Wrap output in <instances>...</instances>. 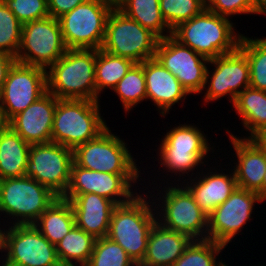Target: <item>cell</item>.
<instances>
[{"label":"cell","instance_id":"6da1fadb","mask_svg":"<svg viewBox=\"0 0 266 266\" xmlns=\"http://www.w3.org/2000/svg\"><path fill=\"white\" fill-rule=\"evenodd\" d=\"M142 193L114 208L107 233V237L119 244L137 265L145 257L149 234L157 222L151 196Z\"/></svg>","mask_w":266,"mask_h":266},{"label":"cell","instance_id":"7a4b0ae2","mask_svg":"<svg viewBox=\"0 0 266 266\" xmlns=\"http://www.w3.org/2000/svg\"><path fill=\"white\" fill-rule=\"evenodd\" d=\"M166 131L168 132L162 137L161 144L157 148L158 157L160 156L158 163L164 171L167 169L166 173H173L175 177L178 175V180L175 182L178 181L179 183L181 181L180 179L184 180L185 177L189 176L190 178L194 174H198L203 169L200 168L201 166L206 167L209 162L208 159H210L208 157L210 156L209 153L212 151L214 153L216 146L213 144V147L211 146L212 144L208 143V138L204 131H201V128L192 124L187 125L186 123L176 125L170 131ZM204 162H207V164ZM195 168H199L200 170L198 169L194 173ZM190 172H192L191 176L189 175Z\"/></svg>","mask_w":266,"mask_h":266},{"label":"cell","instance_id":"3957f363","mask_svg":"<svg viewBox=\"0 0 266 266\" xmlns=\"http://www.w3.org/2000/svg\"><path fill=\"white\" fill-rule=\"evenodd\" d=\"M231 18L220 16L207 9L179 24L172 36L183 45L208 59L235 52L242 34L235 31Z\"/></svg>","mask_w":266,"mask_h":266},{"label":"cell","instance_id":"277c9868","mask_svg":"<svg viewBox=\"0 0 266 266\" xmlns=\"http://www.w3.org/2000/svg\"><path fill=\"white\" fill-rule=\"evenodd\" d=\"M95 49H67L47 70V91L57 99L96 101Z\"/></svg>","mask_w":266,"mask_h":266},{"label":"cell","instance_id":"5b68a950","mask_svg":"<svg viewBox=\"0 0 266 266\" xmlns=\"http://www.w3.org/2000/svg\"><path fill=\"white\" fill-rule=\"evenodd\" d=\"M168 181L171 180L167 179L166 187L159 186L156 190L157 196L148 191L155 206L157 222L167 229L187 235L192 240L207 239L208 215L200 209L193 195L182 183L174 182V185Z\"/></svg>","mask_w":266,"mask_h":266},{"label":"cell","instance_id":"8992f818","mask_svg":"<svg viewBox=\"0 0 266 266\" xmlns=\"http://www.w3.org/2000/svg\"><path fill=\"white\" fill-rule=\"evenodd\" d=\"M100 102L58 99L53 116L51 141L75 149L108 128Z\"/></svg>","mask_w":266,"mask_h":266},{"label":"cell","instance_id":"52a82bcc","mask_svg":"<svg viewBox=\"0 0 266 266\" xmlns=\"http://www.w3.org/2000/svg\"><path fill=\"white\" fill-rule=\"evenodd\" d=\"M56 198L58 197L47 187L31 177L2 179L0 219L4 214L3 218H8V226L34 224Z\"/></svg>","mask_w":266,"mask_h":266},{"label":"cell","instance_id":"ba28073f","mask_svg":"<svg viewBox=\"0 0 266 266\" xmlns=\"http://www.w3.org/2000/svg\"><path fill=\"white\" fill-rule=\"evenodd\" d=\"M159 40L151 30L128 18L120 10L113 9L107 19L101 49L134 63H142L155 58Z\"/></svg>","mask_w":266,"mask_h":266},{"label":"cell","instance_id":"9c48e42d","mask_svg":"<svg viewBox=\"0 0 266 266\" xmlns=\"http://www.w3.org/2000/svg\"><path fill=\"white\" fill-rule=\"evenodd\" d=\"M123 139L108 127L98 137L77 146L73 161L88 170L111 174H140L141 167ZM128 147V148H127Z\"/></svg>","mask_w":266,"mask_h":266},{"label":"cell","instance_id":"30bf717a","mask_svg":"<svg viewBox=\"0 0 266 266\" xmlns=\"http://www.w3.org/2000/svg\"><path fill=\"white\" fill-rule=\"evenodd\" d=\"M111 6L88 0L58 18L67 49H101Z\"/></svg>","mask_w":266,"mask_h":266},{"label":"cell","instance_id":"8fae6325","mask_svg":"<svg viewBox=\"0 0 266 266\" xmlns=\"http://www.w3.org/2000/svg\"><path fill=\"white\" fill-rule=\"evenodd\" d=\"M66 51L58 19L48 16L23 24L16 62L48 70Z\"/></svg>","mask_w":266,"mask_h":266},{"label":"cell","instance_id":"7c38bea8","mask_svg":"<svg viewBox=\"0 0 266 266\" xmlns=\"http://www.w3.org/2000/svg\"><path fill=\"white\" fill-rule=\"evenodd\" d=\"M3 225L6 230L2 266H62L56 247L34 224Z\"/></svg>","mask_w":266,"mask_h":266},{"label":"cell","instance_id":"4fadbf2b","mask_svg":"<svg viewBox=\"0 0 266 266\" xmlns=\"http://www.w3.org/2000/svg\"><path fill=\"white\" fill-rule=\"evenodd\" d=\"M73 149L55 142L32 144L25 176L63 197L70 183Z\"/></svg>","mask_w":266,"mask_h":266},{"label":"cell","instance_id":"5bb4252c","mask_svg":"<svg viewBox=\"0 0 266 266\" xmlns=\"http://www.w3.org/2000/svg\"><path fill=\"white\" fill-rule=\"evenodd\" d=\"M140 177L141 174H111L88 170L73 161L70 183L62 198L69 201L78 194L94 193L114 201L117 205L125 204L141 189L137 188V184L143 179ZM133 187L137 189L133 191Z\"/></svg>","mask_w":266,"mask_h":266},{"label":"cell","instance_id":"9a60e30c","mask_svg":"<svg viewBox=\"0 0 266 266\" xmlns=\"http://www.w3.org/2000/svg\"><path fill=\"white\" fill-rule=\"evenodd\" d=\"M155 58L178 79L189 95L204 91L210 59L183 45L172 35L159 40Z\"/></svg>","mask_w":266,"mask_h":266},{"label":"cell","instance_id":"2e32d148","mask_svg":"<svg viewBox=\"0 0 266 266\" xmlns=\"http://www.w3.org/2000/svg\"><path fill=\"white\" fill-rule=\"evenodd\" d=\"M203 96L204 103L217 101L225 96L233 105L236 97L250 86V67L247 57L237 49L235 52L210 59Z\"/></svg>","mask_w":266,"mask_h":266},{"label":"cell","instance_id":"e0dca14e","mask_svg":"<svg viewBox=\"0 0 266 266\" xmlns=\"http://www.w3.org/2000/svg\"><path fill=\"white\" fill-rule=\"evenodd\" d=\"M261 202L258 193L237 187L224 203L208 215L207 239L228 246L252 220L254 205Z\"/></svg>","mask_w":266,"mask_h":266},{"label":"cell","instance_id":"ac0fdd59","mask_svg":"<svg viewBox=\"0 0 266 266\" xmlns=\"http://www.w3.org/2000/svg\"><path fill=\"white\" fill-rule=\"evenodd\" d=\"M47 92V70L15 62L0 90V107L10 120Z\"/></svg>","mask_w":266,"mask_h":266},{"label":"cell","instance_id":"d6986e66","mask_svg":"<svg viewBox=\"0 0 266 266\" xmlns=\"http://www.w3.org/2000/svg\"><path fill=\"white\" fill-rule=\"evenodd\" d=\"M226 134L237 158L233 163L237 187L257 193L262 188L266 170V147L258 139L239 138L229 129Z\"/></svg>","mask_w":266,"mask_h":266},{"label":"cell","instance_id":"ffe728a7","mask_svg":"<svg viewBox=\"0 0 266 266\" xmlns=\"http://www.w3.org/2000/svg\"><path fill=\"white\" fill-rule=\"evenodd\" d=\"M58 99L48 91L9 120V127L27 143L51 142L53 116Z\"/></svg>","mask_w":266,"mask_h":266},{"label":"cell","instance_id":"44dd1931","mask_svg":"<svg viewBox=\"0 0 266 266\" xmlns=\"http://www.w3.org/2000/svg\"><path fill=\"white\" fill-rule=\"evenodd\" d=\"M213 169L210 168L208 172L202 169L194 175V178L188 177L181 181L182 185L193 195L200 209L207 215L224 203L237 188L233 169L228 171L229 174L223 172L227 169H222V172H219L218 168L213 167Z\"/></svg>","mask_w":266,"mask_h":266},{"label":"cell","instance_id":"7402d4cb","mask_svg":"<svg viewBox=\"0 0 266 266\" xmlns=\"http://www.w3.org/2000/svg\"><path fill=\"white\" fill-rule=\"evenodd\" d=\"M146 82V101L149 99L156 106L161 117L169 114L177 103L189 95L178 79L168 71L156 58L144 61Z\"/></svg>","mask_w":266,"mask_h":266},{"label":"cell","instance_id":"603a6c76","mask_svg":"<svg viewBox=\"0 0 266 266\" xmlns=\"http://www.w3.org/2000/svg\"><path fill=\"white\" fill-rule=\"evenodd\" d=\"M75 224L95 239L106 237L111 216L117 204L94 193L78 194L69 200Z\"/></svg>","mask_w":266,"mask_h":266},{"label":"cell","instance_id":"cb8c5ba5","mask_svg":"<svg viewBox=\"0 0 266 266\" xmlns=\"http://www.w3.org/2000/svg\"><path fill=\"white\" fill-rule=\"evenodd\" d=\"M191 241L187 235L156 222L149 234L145 257L138 266H172Z\"/></svg>","mask_w":266,"mask_h":266},{"label":"cell","instance_id":"d4e9b609","mask_svg":"<svg viewBox=\"0 0 266 266\" xmlns=\"http://www.w3.org/2000/svg\"><path fill=\"white\" fill-rule=\"evenodd\" d=\"M236 115L242 120L243 129L249 136L243 139H258L266 130V91L252 87L244 89L233 103Z\"/></svg>","mask_w":266,"mask_h":266},{"label":"cell","instance_id":"484cf974","mask_svg":"<svg viewBox=\"0 0 266 266\" xmlns=\"http://www.w3.org/2000/svg\"><path fill=\"white\" fill-rule=\"evenodd\" d=\"M30 147L10 127L0 134V180L25 176Z\"/></svg>","mask_w":266,"mask_h":266},{"label":"cell","instance_id":"4316f807","mask_svg":"<svg viewBox=\"0 0 266 266\" xmlns=\"http://www.w3.org/2000/svg\"><path fill=\"white\" fill-rule=\"evenodd\" d=\"M75 215L70 202L62 197L40 215L34 226L53 245H56L75 226Z\"/></svg>","mask_w":266,"mask_h":266},{"label":"cell","instance_id":"83f0119b","mask_svg":"<svg viewBox=\"0 0 266 266\" xmlns=\"http://www.w3.org/2000/svg\"><path fill=\"white\" fill-rule=\"evenodd\" d=\"M118 10L151 30L160 39L172 35V30L161 14L159 0H125Z\"/></svg>","mask_w":266,"mask_h":266},{"label":"cell","instance_id":"f1b7e54d","mask_svg":"<svg viewBox=\"0 0 266 266\" xmlns=\"http://www.w3.org/2000/svg\"><path fill=\"white\" fill-rule=\"evenodd\" d=\"M96 239L76 225L56 245L62 266H85L93 252Z\"/></svg>","mask_w":266,"mask_h":266},{"label":"cell","instance_id":"f546056e","mask_svg":"<svg viewBox=\"0 0 266 266\" xmlns=\"http://www.w3.org/2000/svg\"><path fill=\"white\" fill-rule=\"evenodd\" d=\"M134 64L130 59L112 55L102 49L96 50V101L100 102L101 93L105 89L112 91Z\"/></svg>","mask_w":266,"mask_h":266},{"label":"cell","instance_id":"4dcf8cb0","mask_svg":"<svg viewBox=\"0 0 266 266\" xmlns=\"http://www.w3.org/2000/svg\"><path fill=\"white\" fill-rule=\"evenodd\" d=\"M250 67V87L266 91V37L251 38L242 34L239 48Z\"/></svg>","mask_w":266,"mask_h":266},{"label":"cell","instance_id":"1f68e13d","mask_svg":"<svg viewBox=\"0 0 266 266\" xmlns=\"http://www.w3.org/2000/svg\"><path fill=\"white\" fill-rule=\"evenodd\" d=\"M112 91L119 97L124 110L128 114L138 104L144 100L146 101L144 62L135 63Z\"/></svg>","mask_w":266,"mask_h":266},{"label":"cell","instance_id":"d6a6232c","mask_svg":"<svg viewBox=\"0 0 266 266\" xmlns=\"http://www.w3.org/2000/svg\"><path fill=\"white\" fill-rule=\"evenodd\" d=\"M225 248L210 239L192 240L172 266H223L226 262L219 258L217 260V256Z\"/></svg>","mask_w":266,"mask_h":266},{"label":"cell","instance_id":"836d02e7","mask_svg":"<svg viewBox=\"0 0 266 266\" xmlns=\"http://www.w3.org/2000/svg\"><path fill=\"white\" fill-rule=\"evenodd\" d=\"M85 266H138L125 250L110 238L96 239L93 252Z\"/></svg>","mask_w":266,"mask_h":266},{"label":"cell","instance_id":"e575fe53","mask_svg":"<svg viewBox=\"0 0 266 266\" xmlns=\"http://www.w3.org/2000/svg\"><path fill=\"white\" fill-rule=\"evenodd\" d=\"M23 24L4 2H0V53L17 56Z\"/></svg>","mask_w":266,"mask_h":266},{"label":"cell","instance_id":"d590c367","mask_svg":"<svg viewBox=\"0 0 266 266\" xmlns=\"http://www.w3.org/2000/svg\"><path fill=\"white\" fill-rule=\"evenodd\" d=\"M159 6L171 30L199 15L205 9L204 0H159Z\"/></svg>","mask_w":266,"mask_h":266},{"label":"cell","instance_id":"8d00e7d4","mask_svg":"<svg viewBox=\"0 0 266 266\" xmlns=\"http://www.w3.org/2000/svg\"><path fill=\"white\" fill-rule=\"evenodd\" d=\"M4 3L22 24L50 16L47 0H5Z\"/></svg>","mask_w":266,"mask_h":266},{"label":"cell","instance_id":"74e56055","mask_svg":"<svg viewBox=\"0 0 266 266\" xmlns=\"http://www.w3.org/2000/svg\"><path fill=\"white\" fill-rule=\"evenodd\" d=\"M205 9L227 18L254 14L252 0H204Z\"/></svg>","mask_w":266,"mask_h":266},{"label":"cell","instance_id":"f35d334b","mask_svg":"<svg viewBox=\"0 0 266 266\" xmlns=\"http://www.w3.org/2000/svg\"><path fill=\"white\" fill-rule=\"evenodd\" d=\"M86 1L88 0H47L49 15L58 19Z\"/></svg>","mask_w":266,"mask_h":266},{"label":"cell","instance_id":"ab89813d","mask_svg":"<svg viewBox=\"0 0 266 266\" xmlns=\"http://www.w3.org/2000/svg\"><path fill=\"white\" fill-rule=\"evenodd\" d=\"M16 62V58L5 53H0V90L7 78V74L13 64Z\"/></svg>","mask_w":266,"mask_h":266},{"label":"cell","instance_id":"60d3db41","mask_svg":"<svg viewBox=\"0 0 266 266\" xmlns=\"http://www.w3.org/2000/svg\"><path fill=\"white\" fill-rule=\"evenodd\" d=\"M254 15L266 16V0H252Z\"/></svg>","mask_w":266,"mask_h":266},{"label":"cell","instance_id":"b9f144b4","mask_svg":"<svg viewBox=\"0 0 266 266\" xmlns=\"http://www.w3.org/2000/svg\"><path fill=\"white\" fill-rule=\"evenodd\" d=\"M9 127V120L6 118L5 112L0 107V134Z\"/></svg>","mask_w":266,"mask_h":266},{"label":"cell","instance_id":"7bdbcfd3","mask_svg":"<svg viewBox=\"0 0 266 266\" xmlns=\"http://www.w3.org/2000/svg\"><path fill=\"white\" fill-rule=\"evenodd\" d=\"M1 221H0V226H1ZM6 228L5 227H0V252L1 254L4 252L5 249V235H6ZM2 256L0 257V259L2 260ZM0 260V261H1Z\"/></svg>","mask_w":266,"mask_h":266},{"label":"cell","instance_id":"ee69618b","mask_svg":"<svg viewBox=\"0 0 266 266\" xmlns=\"http://www.w3.org/2000/svg\"><path fill=\"white\" fill-rule=\"evenodd\" d=\"M257 193L259 194L262 201L266 200V170L264 173L262 188Z\"/></svg>","mask_w":266,"mask_h":266},{"label":"cell","instance_id":"f6af8a7d","mask_svg":"<svg viewBox=\"0 0 266 266\" xmlns=\"http://www.w3.org/2000/svg\"><path fill=\"white\" fill-rule=\"evenodd\" d=\"M105 3H107L109 6H111L113 9H118L120 5L125 0H103Z\"/></svg>","mask_w":266,"mask_h":266},{"label":"cell","instance_id":"bcb514c9","mask_svg":"<svg viewBox=\"0 0 266 266\" xmlns=\"http://www.w3.org/2000/svg\"><path fill=\"white\" fill-rule=\"evenodd\" d=\"M258 140H266V130L265 132L258 138Z\"/></svg>","mask_w":266,"mask_h":266},{"label":"cell","instance_id":"7dc6e473","mask_svg":"<svg viewBox=\"0 0 266 266\" xmlns=\"http://www.w3.org/2000/svg\"><path fill=\"white\" fill-rule=\"evenodd\" d=\"M266 147V140H259Z\"/></svg>","mask_w":266,"mask_h":266}]
</instances>
